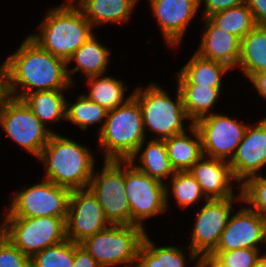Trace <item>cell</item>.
<instances>
[{
  "instance_id": "cell-1",
  "label": "cell",
  "mask_w": 266,
  "mask_h": 267,
  "mask_svg": "<svg viewBox=\"0 0 266 267\" xmlns=\"http://www.w3.org/2000/svg\"><path fill=\"white\" fill-rule=\"evenodd\" d=\"M2 63L7 96L16 99L22 100L32 92L75 87L67 74V62L43 49L29 35Z\"/></svg>"
},
{
  "instance_id": "cell-2",
  "label": "cell",
  "mask_w": 266,
  "mask_h": 267,
  "mask_svg": "<svg viewBox=\"0 0 266 267\" xmlns=\"http://www.w3.org/2000/svg\"><path fill=\"white\" fill-rule=\"evenodd\" d=\"M84 144L58 132L52 133L38 158L44 179L72 190L87 189L97 158Z\"/></svg>"
},
{
  "instance_id": "cell-3",
  "label": "cell",
  "mask_w": 266,
  "mask_h": 267,
  "mask_svg": "<svg viewBox=\"0 0 266 267\" xmlns=\"http://www.w3.org/2000/svg\"><path fill=\"white\" fill-rule=\"evenodd\" d=\"M28 35L43 49L66 62L95 32L79 8L50 7Z\"/></svg>"
},
{
  "instance_id": "cell-4",
  "label": "cell",
  "mask_w": 266,
  "mask_h": 267,
  "mask_svg": "<svg viewBox=\"0 0 266 267\" xmlns=\"http://www.w3.org/2000/svg\"><path fill=\"white\" fill-rule=\"evenodd\" d=\"M148 83L145 87L140 85L133 90V97L141 107L146 136H149L148 132H152L153 137L150 139L165 140L189 130L193 123L183 107V99L177 85L173 99L163 86L155 82Z\"/></svg>"
},
{
  "instance_id": "cell-5",
  "label": "cell",
  "mask_w": 266,
  "mask_h": 267,
  "mask_svg": "<svg viewBox=\"0 0 266 267\" xmlns=\"http://www.w3.org/2000/svg\"><path fill=\"white\" fill-rule=\"evenodd\" d=\"M97 144L103 160H128L148 138L144 131L139 102L132 96L125 104L107 113Z\"/></svg>"
},
{
  "instance_id": "cell-6",
  "label": "cell",
  "mask_w": 266,
  "mask_h": 267,
  "mask_svg": "<svg viewBox=\"0 0 266 267\" xmlns=\"http://www.w3.org/2000/svg\"><path fill=\"white\" fill-rule=\"evenodd\" d=\"M147 233L137 225L110 224L84 239L80 245L100 267H135L140 245Z\"/></svg>"
},
{
  "instance_id": "cell-7",
  "label": "cell",
  "mask_w": 266,
  "mask_h": 267,
  "mask_svg": "<svg viewBox=\"0 0 266 267\" xmlns=\"http://www.w3.org/2000/svg\"><path fill=\"white\" fill-rule=\"evenodd\" d=\"M41 181V182H40ZM15 190L3 217H58L67 220L71 190L42 178Z\"/></svg>"
},
{
  "instance_id": "cell-8",
  "label": "cell",
  "mask_w": 266,
  "mask_h": 267,
  "mask_svg": "<svg viewBox=\"0 0 266 267\" xmlns=\"http://www.w3.org/2000/svg\"><path fill=\"white\" fill-rule=\"evenodd\" d=\"M1 220L3 234L30 258L46 247L67 239L64 218L3 217Z\"/></svg>"
},
{
  "instance_id": "cell-9",
  "label": "cell",
  "mask_w": 266,
  "mask_h": 267,
  "mask_svg": "<svg viewBox=\"0 0 266 267\" xmlns=\"http://www.w3.org/2000/svg\"><path fill=\"white\" fill-rule=\"evenodd\" d=\"M0 128L7 139L36 159L52 135L23 100L10 96L3 100L0 107Z\"/></svg>"
},
{
  "instance_id": "cell-10",
  "label": "cell",
  "mask_w": 266,
  "mask_h": 267,
  "mask_svg": "<svg viewBox=\"0 0 266 267\" xmlns=\"http://www.w3.org/2000/svg\"><path fill=\"white\" fill-rule=\"evenodd\" d=\"M88 188L97 197L110 224L131 225L125 192V160H103L102 168L94 170Z\"/></svg>"
},
{
  "instance_id": "cell-11",
  "label": "cell",
  "mask_w": 266,
  "mask_h": 267,
  "mask_svg": "<svg viewBox=\"0 0 266 267\" xmlns=\"http://www.w3.org/2000/svg\"><path fill=\"white\" fill-rule=\"evenodd\" d=\"M125 192L131 210V225L147 231V219L168 211L165 184L143 173L128 160H125Z\"/></svg>"
},
{
  "instance_id": "cell-12",
  "label": "cell",
  "mask_w": 266,
  "mask_h": 267,
  "mask_svg": "<svg viewBox=\"0 0 266 267\" xmlns=\"http://www.w3.org/2000/svg\"><path fill=\"white\" fill-rule=\"evenodd\" d=\"M240 206L242 197L225 199H208L195 213L193 229L190 231L188 247L200 258L211 254L217 247L221 234L234 210L233 205ZM240 205H239V204Z\"/></svg>"
},
{
  "instance_id": "cell-13",
  "label": "cell",
  "mask_w": 266,
  "mask_h": 267,
  "mask_svg": "<svg viewBox=\"0 0 266 267\" xmlns=\"http://www.w3.org/2000/svg\"><path fill=\"white\" fill-rule=\"evenodd\" d=\"M215 112L198 120L203 156L230 162L249 125L243 120Z\"/></svg>"
},
{
  "instance_id": "cell-14",
  "label": "cell",
  "mask_w": 266,
  "mask_h": 267,
  "mask_svg": "<svg viewBox=\"0 0 266 267\" xmlns=\"http://www.w3.org/2000/svg\"><path fill=\"white\" fill-rule=\"evenodd\" d=\"M110 225L93 192L87 189L72 190L66 220V237L81 243Z\"/></svg>"
},
{
  "instance_id": "cell-15",
  "label": "cell",
  "mask_w": 266,
  "mask_h": 267,
  "mask_svg": "<svg viewBox=\"0 0 266 267\" xmlns=\"http://www.w3.org/2000/svg\"><path fill=\"white\" fill-rule=\"evenodd\" d=\"M233 210L214 251H230L241 248L266 251V218L249 208L245 203ZM264 244V246H263Z\"/></svg>"
},
{
  "instance_id": "cell-16",
  "label": "cell",
  "mask_w": 266,
  "mask_h": 267,
  "mask_svg": "<svg viewBox=\"0 0 266 267\" xmlns=\"http://www.w3.org/2000/svg\"><path fill=\"white\" fill-rule=\"evenodd\" d=\"M153 19L167 47H180L192 20L200 12L199 0H148ZM190 24V25H189Z\"/></svg>"
},
{
  "instance_id": "cell-17",
  "label": "cell",
  "mask_w": 266,
  "mask_h": 267,
  "mask_svg": "<svg viewBox=\"0 0 266 267\" xmlns=\"http://www.w3.org/2000/svg\"><path fill=\"white\" fill-rule=\"evenodd\" d=\"M229 165L240 185L263 173L261 170L266 168V116L249 123Z\"/></svg>"
},
{
  "instance_id": "cell-18",
  "label": "cell",
  "mask_w": 266,
  "mask_h": 267,
  "mask_svg": "<svg viewBox=\"0 0 266 267\" xmlns=\"http://www.w3.org/2000/svg\"><path fill=\"white\" fill-rule=\"evenodd\" d=\"M189 172L208 199L242 197L241 186L235 180L228 161L202 156Z\"/></svg>"
},
{
  "instance_id": "cell-19",
  "label": "cell",
  "mask_w": 266,
  "mask_h": 267,
  "mask_svg": "<svg viewBox=\"0 0 266 267\" xmlns=\"http://www.w3.org/2000/svg\"><path fill=\"white\" fill-rule=\"evenodd\" d=\"M199 47L195 50L202 58L226 64L236 70L240 57L241 39L216 26L209 18H203Z\"/></svg>"
},
{
  "instance_id": "cell-20",
  "label": "cell",
  "mask_w": 266,
  "mask_h": 267,
  "mask_svg": "<svg viewBox=\"0 0 266 267\" xmlns=\"http://www.w3.org/2000/svg\"><path fill=\"white\" fill-rule=\"evenodd\" d=\"M151 237L148 232L145 234L135 267H189V263H195L191 265L197 267L201 263V258L187 245L189 254L178 245L158 246Z\"/></svg>"
},
{
  "instance_id": "cell-21",
  "label": "cell",
  "mask_w": 266,
  "mask_h": 267,
  "mask_svg": "<svg viewBox=\"0 0 266 267\" xmlns=\"http://www.w3.org/2000/svg\"><path fill=\"white\" fill-rule=\"evenodd\" d=\"M110 58V49L94 34L67 61V74L71 84L74 86L77 83L76 78H73L76 76H72L76 72L85 78L108 74ZM71 62L76 64L75 67L70 68Z\"/></svg>"
},
{
  "instance_id": "cell-22",
  "label": "cell",
  "mask_w": 266,
  "mask_h": 267,
  "mask_svg": "<svg viewBox=\"0 0 266 267\" xmlns=\"http://www.w3.org/2000/svg\"><path fill=\"white\" fill-rule=\"evenodd\" d=\"M231 71L233 70L226 64L202 58L194 52L187 63L175 74L176 85L222 88L223 78Z\"/></svg>"
},
{
  "instance_id": "cell-23",
  "label": "cell",
  "mask_w": 266,
  "mask_h": 267,
  "mask_svg": "<svg viewBox=\"0 0 266 267\" xmlns=\"http://www.w3.org/2000/svg\"><path fill=\"white\" fill-rule=\"evenodd\" d=\"M128 161L143 173L164 184L175 173L169 160L165 140L146 139Z\"/></svg>"
},
{
  "instance_id": "cell-24",
  "label": "cell",
  "mask_w": 266,
  "mask_h": 267,
  "mask_svg": "<svg viewBox=\"0 0 266 267\" xmlns=\"http://www.w3.org/2000/svg\"><path fill=\"white\" fill-rule=\"evenodd\" d=\"M140 0H86L80 10L94 28L131 21Z\"/></svg>"
},
{
  "instance_id": "cell-25",
  "label": "cell",
  "mask_w": 266,
  "mask_h": 267,
  "mask_svg": "<svg viewBox=\"0 0 266 267\" xmlns=\"http://www.w3.org/2000/svg\"><path fill=\"white\" fill-rule=\"evenodd\" d=\"M165 143L175 172L189 171L203 156L201 135L194 124L186 132L165 139Z\"/></svg>"
},
{
  "instance_id": "cell-26",
  "label": "cell",
  "mask_w": 266,
  "mask_h": 267,
  "mask_svg": "<svg viewBox=\"0 0 266 267\" xmlns=\"http://www.w3.org/2000/svg\"><path fill=\"white\" fill-rule=\"evenodd\" d=\"M67 91V92H66ZM69 90H47L27 94L22 100L52 133L54 124L66 122V95ZM59 121V122H58ZM49 126V127H48Z\"/></svg>"
},
{
  "instance_id": "cell-27",
  "label": "cell",
  "mask_w": 266,
  "mask_h": 267,
  "mask_svg": "<svg viewBox=\"0 0 266 267\" xmlns=\"http://www.w3.org/2000/svg\"><path fill=\"white\" fill-rule=\"evenodd\" d=\"M89 93H84L93 102H96L107 111L125 104L133 96V91L127 97L129 87L126 81L117 79L111 75L91 76L83 80Z\"/></svg>"
},
{
  "instance_id": "cell-28",
  "label": "cell",
  "mask_w": 266,
  "mask_h": 267,
  "mask_svg": "<svg viewBox=\"0 0 266 267\" xmlns=\"http://www.w3.org/2000/svg\"><path fill=\"white\" fill-rule=\"evenodd\" d=\"M264 69H266V26L256 25L241 39L236 70L248 81Z\"/></svg>"
},
{
  "instance_id": "cell-29",
  "label": "cell",
  "mask_w": 266,
  "mask_h": 267,
  "mask_svg": "<svg viewBox=\"0 0 266 267\" xmlns=\"http://www.w3.org/2000/svg\"><path fill=\"white\" fill-rule=\"evenodd\" d=\"M177 87L183 99V107L193 124L215 113V105L223 91L222 88L197 85H177Z\"/></svg>"
},
{
  "instance_id": "cell-30",
  "label": "cell",
  "mask_w": 266,
  "mask_h": 267,
  "mask_svg": "<svg viewBox=\"0 0 266 267\" xmlns=\"http://www.w3.org/2000/svg\"><path fill=\"white\" fill-rule=\"evenodd\" d=\"M166 186V204L167 209L171 208L169 205L170 199L183 210L197 203L205 202L208 198L202 191L200 184L192 176L189 171L175 172L172 177L165 183ZM171 197V198H170Z\"/></svg>"
},
{
  "instance_id": "cell-31",
  "label": "cell",
  "mask_w": 266,
  "mask_h": 267,
  "mask_svg": "<svg viewBox=\"0 0 266 267\" xmlns=\"http://www.w3.org/2000/svg\"><path fill=\"white\" fill-rule=\"evenodd\" d=\"M74 99L73 103L71 99L70 102L66 100V121L85 132L89 126H95L97 123L100 125L96 130L99 133L106 121L108 111L84 93L77 95Z\"/></svg>"
},
{
  "instance_id": "cell-32",
  "label": "cell",
  "mask_w": 266,
  "mask_h": 267,
  "mask_svg": "<svg viewBox=\"0 0 266 267\" xmlns=\"http://www.w3.org/2000/svg\"><path fill=\"white\" fill-rule=\"evenodd\" d=\"M208 18L216 26L225 29L240 39L256 26L252 11L248 8L246 2L227 10L216 12Z\"/></svg>"
},
{
  "instance_id": "cell-33",
  "label": "cell",
  "mask_w": 266,
  "mask_h": 267,
  "mask_svg": "<svg viewBox=\"0 0 266 267\" xmlns=\"http://www.w3.org/2000/svg\"><path fill=\"white\" fill-rule=\"evenodd\" d=\"M74 242L66 239L46 247L31 258V267H73Z\"/></svg>"
},
{
  "instance_id": "cell-34",
  "label": "cell",
  "mask_w": 266,
  "mask_h": 267,
  "mask_svg": "<svg viewBox=\"0 0 266 267\" xmlns=\"http://www.w3.org/2000/svg\"><path fill=\"white\" fill-rule=\"evenodd\" d=\"M240 186L242 202L266 218V176H253Z\"/></svg>"
},
{
  "instance_id": "cell-35",
  "label": "cell",
  "mask_w": 266,
  "mask_h": 267,
  "mask_svg": "<svg viewBox=\"0 0 266 267\" xmlns=\"http://www.w3.org/2000/svg\"><path fill=\"white\" fill-rule=\"evenodd\" d=\"M211 255L225 266L256 267L265 256V252L262 249L241 248L230 251H213Z\"/></svg>"
},
{
  "instance_id": "cell-36",
  "label": "cell",
  "mask_w": 266,
  "mask_h": 267,
  "mask_svg": "<svg viewBox=\"0 0 266 267\" xmlns=\"http://www.w3.org/2000/svg\"><path fill=\"white\" fill-rule=\"evenodd\" d=\"M0 267H31V258L26 256L4 234L0 236Z\"/></svg>"
},
{
  "instance_id": "cell-37",
  "label": "cell",
  "mask_w": 266,
  "mask_h": 267,
  "mask_svg": "<svg viewBox=\"0 0 266 267\" xmlns=\"http://www.w3.org/2000/svg\"><path fill=\"white\" fill-rule=\"evenodd\" d=\"M244 2L246 0H199V8H204L202 17L208 18L216 12L227 10L231 7L241 5Z\"/></svg>"
},
{
  "instance_id": "cell-38",
  "label": "cell",
  "mask_w": 266,
  "mask_h": 267,
  "mask_svg": "<svg viewBox=\"0 0 266 267\" xmlns=\"http://www.w3.org/2000/svg\"><path fill=\"white\" fill-rule=\"evenodd\" d=\"M73 267H100L96 260L79 243H74Z\"/></svg>"
},
{
  "instance_id": "cell-39",
  "label": "cell",
  "mask_w": 266,
  "mask_h": 267,
  "mask_svg": "<svg viewBox=\"0 0 266 267\" xmlns=\"http://www.w3.org/2000/svg\"><path fill=\"white\" fill-rule=\"evenodd\" d=\"M256 25L266 26V0H246Z\"/></svg>"
},
{
  "instance_id": "cell-40",
  "label": "cell",
  "mask_w": 266,
  "mask_h": 267,
  "mask_svg": "<svg viewBox=\"0 0 266 267\" xmlns=\"http://www.w3.org/2000/svg\"><path fill=\"white\" fill-rule=\"evenodd\" d=\"M248 81L256 89L255 91L258 93V97H262L266 101V69L253 75Z\"/></svg>"
},
{
  "instance_id": "cell-41",
  "label": "cell",
  "mask_w": 266,
  "mask_h": 267,
  "mask_svg": "<svg viewBox=\"0 0 266 267\" xmlns=\"http://www.w3.org/2000/svg\"><path fill=\"white\" fill-rule=\"evenodd\" d=\"M7 97L6 91V72L3 63L0 64V107L3 100Z\"/></svg>"
},
{
  "instance_id": "cell-42",
  "label": "cell",
  "mask_w": 266,
  "mask_h": 267,
  "mask_svg": "<svg viewBox=\"0 0 266 267\" xmlns=\"http://www.w3.org/2000/svg\"><path fill=\"white\" fill-rule=\"evenodd\" d=\"M200 264L204 267H229L223 265L215 256H212L211 254L202 256Z\"/></svg>"
},
{
  "instance_id": "cell-43",
  "label": "cell",
  "mask_w": 266,
  "mask_h": 267,
  "mask_svg": "<svg viewBox=\"0 0 266 267\" xmlns=\"http://www.w3.org/2000/svg\"><path fill=\"white\" fill-rule=\"evenodd\" d=\"M86 0H63V2L60 5H56L54 7L58 8H80V6L85 2Z\"/></svg>"
},
{
  "instance_id": "cell-44",
  "label": "cell",
  "mask_w": 266,
  "mask_h": 267,
  "mask_svg": "<svg viewBox=\"0 0 266 267\" xmlns=\"http://www.w3.org/2000/svg\"><path fill=\"white\" fill-rule=\"evenodd\" d=\"M256 267H266V257L264 256L262 260L258 263Z\"/></svg>"
},
{
  "instance_id": "cell-45",
  "label": "cell",
  "mask_w": 266,
  "mask_h": 267,
  "mask_svg": "<svg viewBox=\"0 0 266 267\" xmlns=\"http://www.w3.org/2000/svg\"><path fill=\"white\" fill-rule=\"evenodd\" d=\"M3 234L2 222L0 221V236Z\"/></svg>"
}]
</instances>
